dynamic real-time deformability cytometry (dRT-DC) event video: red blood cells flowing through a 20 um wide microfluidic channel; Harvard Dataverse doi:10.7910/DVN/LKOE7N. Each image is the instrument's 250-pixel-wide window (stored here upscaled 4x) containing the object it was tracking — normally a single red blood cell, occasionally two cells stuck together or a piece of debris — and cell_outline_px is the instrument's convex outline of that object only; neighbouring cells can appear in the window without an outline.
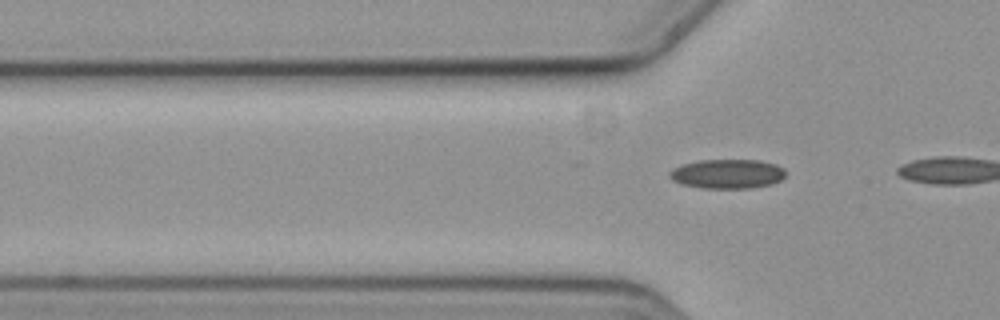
{"species": "common noctule bat (a hibernating species)", "species_latin": "Nyctalus noctula", "temperature_condition": "cold", "stored_images_in_passage": 2, "camera_frame_rate_fps": 3000, "um_per_image_px": 0.085, "animal": {"sex": "female", "body_mass_g": 19.3, "forearm_length_mm": 54.1}, "frame": {"image": 1, "passage_image": 2, "time_ms": 0.333, "image_size_px": [1000, 320], "cell_outline_px": [[784, 176], [780, 180], [772, 184], [748, 188], [700, 188], [680, 184], [672, 180], [668, 176], [668, 172], [672, 168], [680, 164], [700, 160], [760, 160], [776, 164], [784, 168]], "centroid_in_image_um": [61.77, 14.77], "position_along_channel_um": 64.0, "area_um2": 20.06}}